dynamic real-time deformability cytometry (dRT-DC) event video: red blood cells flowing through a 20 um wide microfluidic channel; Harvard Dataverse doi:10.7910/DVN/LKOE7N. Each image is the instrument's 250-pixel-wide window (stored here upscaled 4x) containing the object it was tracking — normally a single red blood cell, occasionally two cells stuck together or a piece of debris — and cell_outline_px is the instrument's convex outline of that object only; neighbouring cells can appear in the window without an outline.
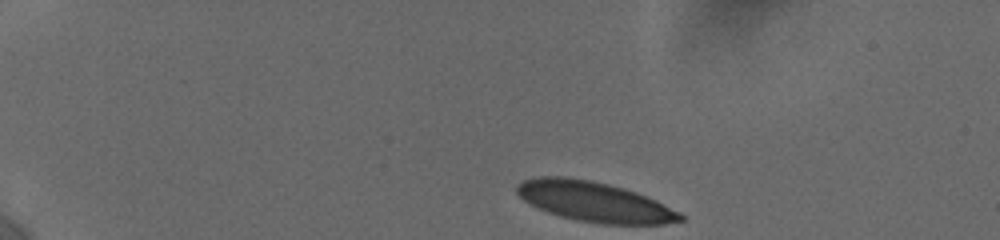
{"species": "human", "species_latin": "Homo sapiens", "temperature_condition": "cold", "stored_images_in_passage": 46, "camera_frame_rate_fps": 3000, "um_per_image_px": 0.085, "donor": {"sex": "female"}, "frame": {"image": 1, "passage_image": 1, "time_ms": 0.0, "image_size_px": [1000, 240], "cell_outline_px": [[684, 220], [664, 224], [604, 224], [580, 220], [560, 216], [536, 208], [524, 200], [516, 192], [516, 184], [524, 180], [536, 176], [564, 176], [592, 180], [624, 188], [636, 192], [656, 200], [680, 212], [684, 216]], "centroid_in_image_um": [50.51, 17.13], "position_along_channel_um": 34.5, "area_um2": 38.15}}
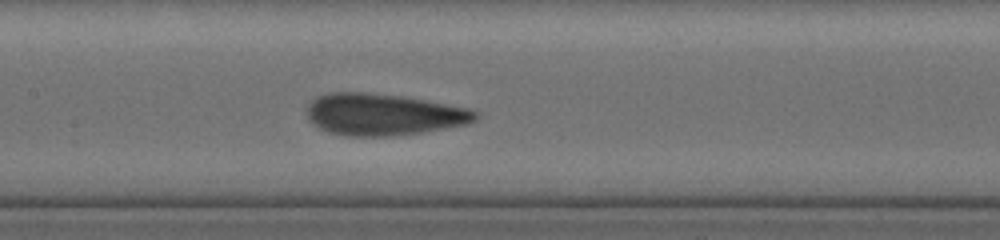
{"frame": {"image": 2, "passage_image": 20, "time_ms": 6.333, "image_size_px": [1000, 240], "cell_outline_px": [[480, 116], [476, 120], [464, 124], [444, 128], [420, 132], [384, 136], [348, 136], [328, 132], [320, 128], [308, 120], [308, 104], [316, 96], [328, 92], [364, 92], [400, 96], [424, 100], [468, 108], [476, 112]], "centroid_in_image_um": [32.54, 9.72], "position_along_channel_um": 174.9, "area_um2": 40.58}}
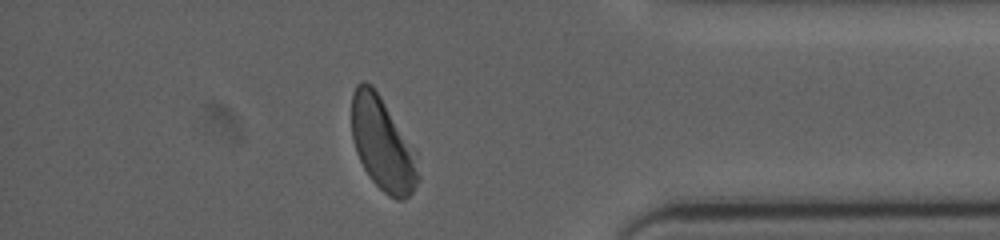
{"frame": {"image": 3, "passage_image": 40, "time_ms": 13.0, "image_size_px": [1000, 240], "cell_outline_px": [[420, 180], [412, 192], [404, 200], [396, 200], [388, 196], [372, 180], [364, 168], [356, 152], [352, 140], [352, 92], [356, 84], [360, 80], [364, 80], [372, 84], [416, 148], [420, 176]], "centroid_in_image_um": [32.55, 12.23], "position_along_channel_um": 402.7, "area_um2": 36.82}, "authors_computed_cell_mechanics": {"area_um2": 38.6393, "velocity_mm_per_s": 3.689, "shape_relaxation_time_tau1_ms": 7.1255, "shape_relaxation_time_tau2_ms": 0.8633, "deformation_change_tau1": 0.2106, "deformation_change_tau2": 0.0753}}